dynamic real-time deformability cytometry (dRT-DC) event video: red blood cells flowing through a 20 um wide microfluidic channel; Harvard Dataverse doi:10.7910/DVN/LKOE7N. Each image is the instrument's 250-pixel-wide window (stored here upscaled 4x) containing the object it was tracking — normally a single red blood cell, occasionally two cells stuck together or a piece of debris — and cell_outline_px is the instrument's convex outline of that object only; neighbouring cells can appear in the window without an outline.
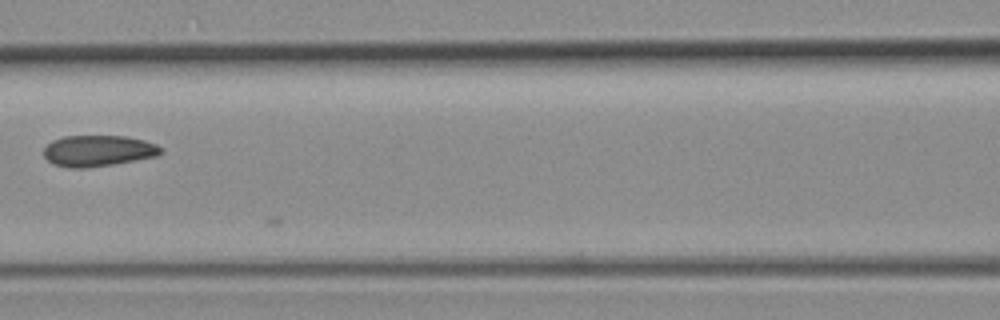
{"species": "common noctule bat (a hibernating species)", "species_latin": "Nyctalus noctula", "temperature_condition": "room temperature", "stored_images_in_passage": 5, "camera_frame_rate_fps": 3000, "um_per_image_px": 0.085, "animal": {"sex": "female", "body_mass_g": 19.3, "forearm_length_mm": 54.1}, "frame": {"image": 1, "passage_image": 4, "time_ms": 1.0, "image_size_px": [1000, 320], "cell_outline_px": [[164, 152], [156, 156], [136, 160], [88, 168], [68, 168], [52, 164], [44, 156], [44, 148], [52, 140], [64, 136], [124, 136], [144, 140], [156, 144]], "centroid_in_image_um": [8.32, 12.82], "position_along_channel_um": 158.3, "area_um2": 21.27}}